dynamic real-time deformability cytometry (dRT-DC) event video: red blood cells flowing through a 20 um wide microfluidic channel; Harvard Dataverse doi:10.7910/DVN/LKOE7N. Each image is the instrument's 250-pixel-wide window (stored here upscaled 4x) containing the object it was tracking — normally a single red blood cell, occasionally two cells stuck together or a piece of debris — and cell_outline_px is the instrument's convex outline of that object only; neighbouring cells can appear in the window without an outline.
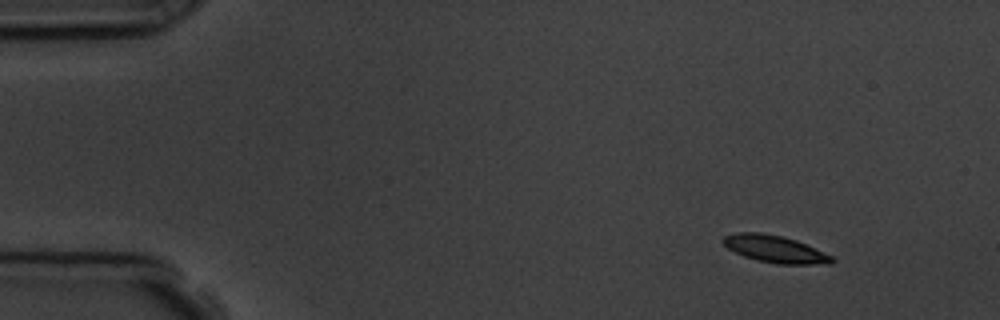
{"species": "common noctule bat (a hibernating species)", "species_latin": "Nyctalus noctula", "temperature_condition": "room temperature", "stored_images_in_passage": 4, "camera_frame_rate_fps": 3000, "um_per_image_px": 0.085, "animal": {"sex": "male", "body_mass_g": 19.5, "forearm_length_mm": 54.6}, "frame": {"image": 1, "passage_image": 1, "time_ms": 0.0, "image_size_px": [1000, 320], "cell_outline_px": [[836, 260], [832, 264], [776, 264], [756, 260], [744, 256], [728, 248], [720, 240], [724, 236], [736, 232], [764, 232], [784, 236], [796, 240], [832, 256]], "centroid_in_image_um": [65.86, 21.16], "position_along_channel_um": 19.1, "area_um2": 17.34}}
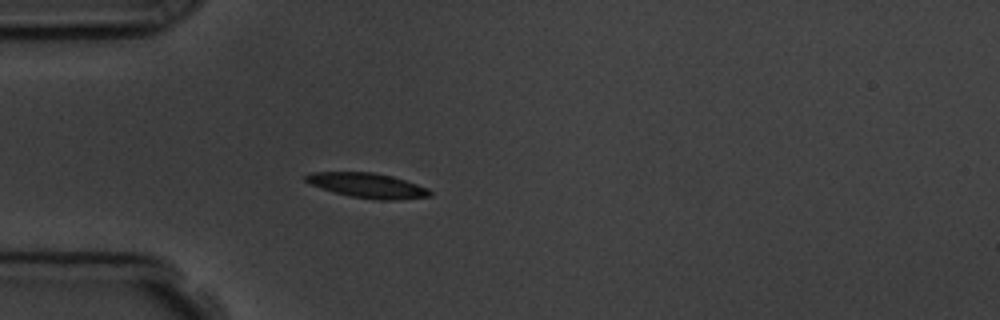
{"frame": {"image": 2, "passage_image": 4, "time_ms": 3.333, "image_size_px": [1000, 320], "cell_outline_px": [[432, 196], [396, 200], [380, 200], [352, 196], [336, 192], [312, 184], [304, 180], [304, 176], [308, 172], [372, 172], [392, 176], [428, 188], [432, 192]], "centroid_in_image_um": [31.27, 15.75], "position_along_channel_um": 53.7, "area_um2": 17.69}}